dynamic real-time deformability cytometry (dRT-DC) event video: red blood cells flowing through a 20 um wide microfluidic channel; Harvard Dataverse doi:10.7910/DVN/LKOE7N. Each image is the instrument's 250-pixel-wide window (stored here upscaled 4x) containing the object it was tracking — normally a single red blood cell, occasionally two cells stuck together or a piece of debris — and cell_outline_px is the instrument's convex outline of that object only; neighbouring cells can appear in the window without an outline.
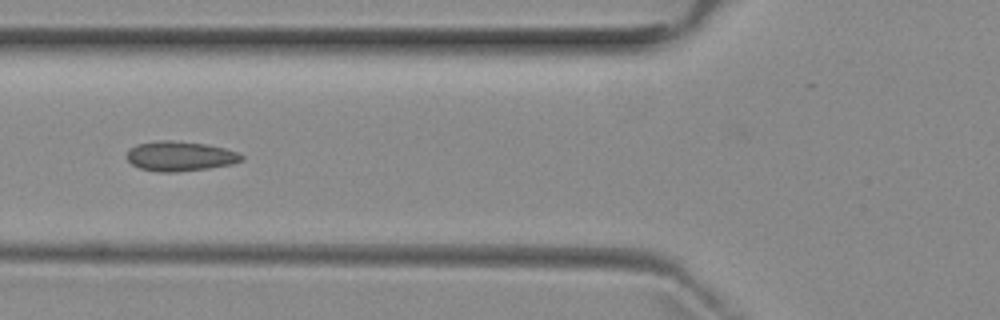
{"species": "common noctule bat (a hibernating species)", "species_latin": "Nyctalus noctula", "temperature_condition": "room temperature", "stored_images_in_passage": 6, "camera_frame_rate_fps": 3000, "um_per_image_px": 0.085, "animal": {"sex": "female", "body_mass_g": 29.2, "forearm_length_mm": 56.3}, "frame": {"image": 1, "passage_image": 6, "time_ms": 5.667, "image_size_px": [1000, 320], "cell_outline_px": [[244, 160], [232, 164], [208, 168], [176, 172], [156, 172], [140, 168], [132, 164], [128, 160], [128, 152], [136, 144], [156, 140], [172, 140], [208, 144], [240, 152], [244, 156]], "centroid_in_image_um": [15.35, 13.27], "position_along_channel_um": 110.5, "area_um2": 20.06}}